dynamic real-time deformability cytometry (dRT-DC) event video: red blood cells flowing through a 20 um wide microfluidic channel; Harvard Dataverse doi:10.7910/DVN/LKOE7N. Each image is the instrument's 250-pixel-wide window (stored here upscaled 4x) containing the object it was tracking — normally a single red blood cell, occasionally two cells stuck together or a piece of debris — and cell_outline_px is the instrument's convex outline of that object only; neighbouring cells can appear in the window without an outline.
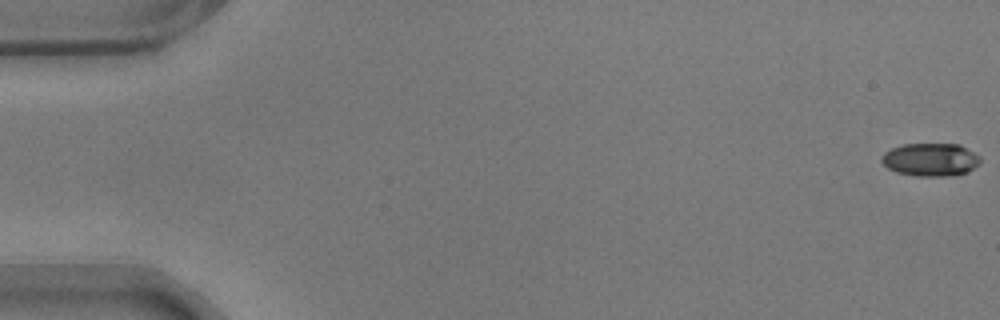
{"species": "common noctule bat (a hibernating species)", "species_latin": "Nyctalus noctula", "temperature_condition": "warm", "stored_images_in_passage": 11, "camera_frame_rate_fps": 3000, "um_per_image_px": 0.085, "animal": {"sex": "male", "body_mass_g": 17.9}, "frame": {"image": 1, "passage_image": 1, "time_ms": 0.0, "image_size_px": [1000, 320], "cell_outline_px": [[980, 164], [968, 172], [952, 176], [916, 176], [896, 172], [888, 168], [880, 160], [884, 152], [892, 148], [904, 144], [960, 144], [980, 156]], "centroid_in_image_um": [79.11, 13.57], "position_along_channel_um": 5.9, "area_um2": 19.13}}